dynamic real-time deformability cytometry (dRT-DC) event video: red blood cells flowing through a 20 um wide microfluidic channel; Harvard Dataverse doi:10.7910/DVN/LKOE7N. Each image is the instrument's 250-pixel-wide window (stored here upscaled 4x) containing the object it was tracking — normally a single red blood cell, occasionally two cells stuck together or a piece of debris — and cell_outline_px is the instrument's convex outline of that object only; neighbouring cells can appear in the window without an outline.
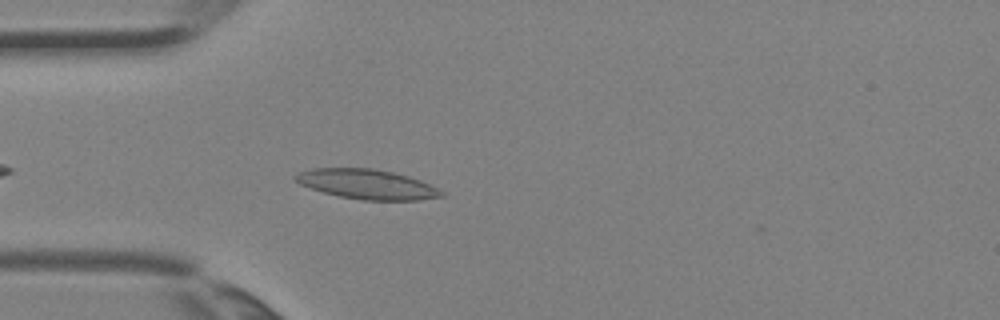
{"species": "Egyptian fruit bat (a non-hibernating species)", "species_latin": "Rousettus aegyptiacus", "temperature_condition": "room temperature", "stored_images_in_passage": 3, "camera_frame_rate_fps": 3000, "um_per_image_px": 0.085, "animal": {"sex": "female"}, "frame": {"image": 1, "passage_image": 3, "time_ms": 0.667, "image_size_px": [1000, 320], "cell_outline_px": [[444, 196], [416, 200], [364, 200], [340, 196], [324, 192], [300, 184], [292, 176], [300, 172], [312, 168], [372, 168], [392, 172], [408, 176], [420, 180], [444, 192]], "centroid_in_image_um": [31.19, 15.65], "position_along_channel_um": 53.8, "area_um2": 24.97}}